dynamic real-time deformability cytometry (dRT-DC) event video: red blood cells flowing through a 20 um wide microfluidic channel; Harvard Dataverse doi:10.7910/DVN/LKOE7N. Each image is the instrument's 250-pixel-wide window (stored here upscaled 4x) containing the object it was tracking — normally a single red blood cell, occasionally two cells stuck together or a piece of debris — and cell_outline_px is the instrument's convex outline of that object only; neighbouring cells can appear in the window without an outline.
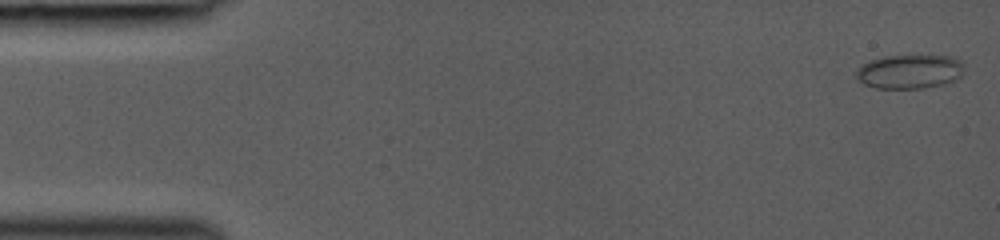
{"species": "common noctule bat (a hibernating species)", "species_latin": "Nyctalus noctula", "temperature_condition": "room temperature", "stored_images_in_passage": 44, "camera_frame_rate_fps": 3000, "um_per_image_px": 0.085, "animal": {"sex": "female", "body_mass_g": 19.0, "forearm_length_mm": 53.3}, "frame": {"image": 1, "passage_image": 1, "time_ms": 0.0, "image_size_px": [1000, 240], "cell_outline_px": [[964, 64], [960, 76], [948, 84], [924, 88], [876, 88], [864, 84], [856, 76], [856, 68], [868, 60], [884, 56], [952, 56], [960, 60]], "centroid_in_image_um": [77.31, 6.08], "position_along_channel_um": 7.7, "area_um2": 21.56}}
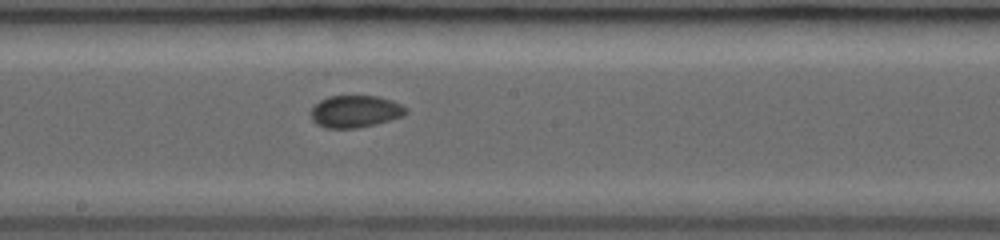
{"frame": {"image": 2, "passage_image": 25, "time_ms": 8.0, "image_size_px": [1000, 240], "cell_outline_px": [[408, 112], [404, 116], [376, 124], [356, 128], [324, 128], [316, 124], [312, 120], [312, 108], [320, 100], [328, 96], [376, 96], [392, 100], [408, 108]], "centroid_in_image_um": [30.22, 9.48], "position_along_channel_um": 218.0, "area_um2": 17.86}}
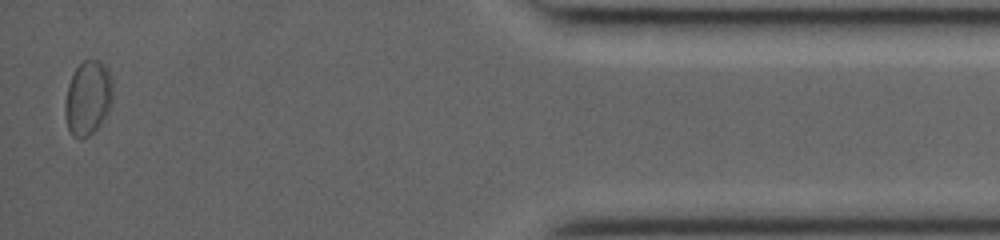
{"frame": {"image": 3, "passage_image": 43, "time_ms": 14.0, "image_size_px": [1000, 240], "cell_outline_px": [[112, 100], [108, 112], [100, 124], [88, 136], [80, 140], [72, 136], [68, 128], [64, 112], [64, 104], [68, 84], [76, 68], [84, 60], [96, 60], [104, 64], [112, 76]], "centroid_in_image_um": [7.46, 8.34], "position_along_channel_um": 427.7, "area_um2": 20.75}}